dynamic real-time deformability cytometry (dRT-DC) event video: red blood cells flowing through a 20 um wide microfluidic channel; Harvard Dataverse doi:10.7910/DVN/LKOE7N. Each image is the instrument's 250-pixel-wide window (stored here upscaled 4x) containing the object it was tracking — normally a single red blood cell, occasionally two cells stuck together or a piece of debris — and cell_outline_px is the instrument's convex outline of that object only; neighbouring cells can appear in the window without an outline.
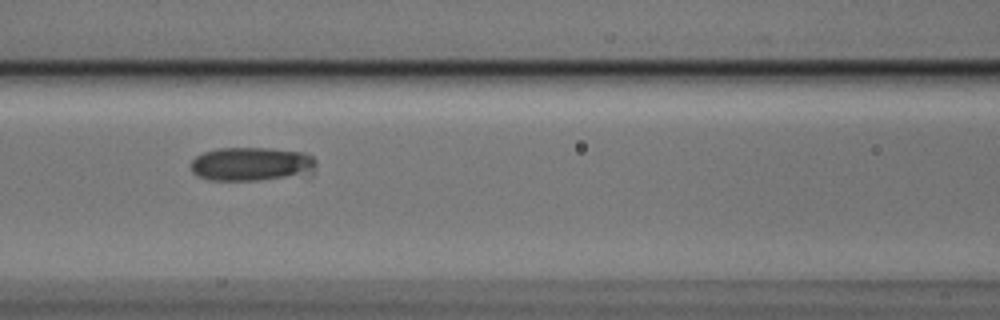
{"species": "Egyptian fruit bat (a non-hibernating species)", "species_latin": "Rousettus aegyptiacus", "temperature_condition": "cold", "stored_images_in_passage": 11, "camera_frame_rate_fps": 3000, "um_per_image_px": 0.085, "animal": {"sex": "male"}, "frame": {"image": 1, "passage_image": 7, "time_ms": 2.0, "image_size_px": [1000, 320], "cell_outline_px": [[316, 164], [312, 172], [260, 180], [208, 180], [196, 176], [192, 172], [192, 160], [196, 156], [204, 152], [216, 148], [272, 148], [304, 152], [312, 156], [316, 160]], "centroid_in_image_um": [21.34, 13.93], "position_along_channel_um": 145.3, "area_um2": 24.57}}
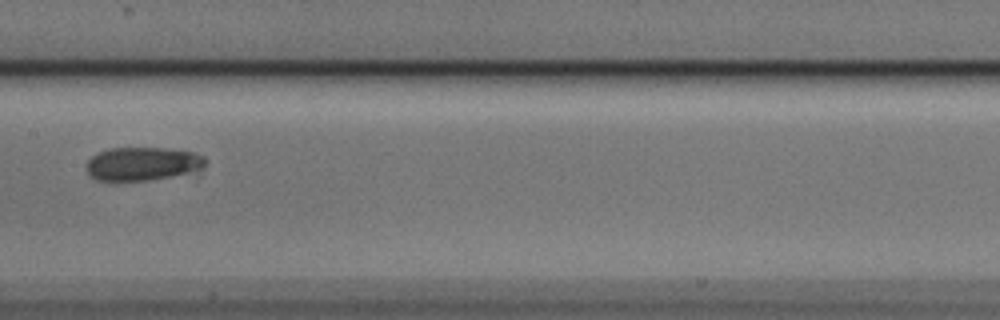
{"frame": {"image": 2, "passage_image": 8, "time_ms": 2.333, "image_size_px": [1000, 320], "cell_outline_px": [[204, 168], [188, 172], [148, 180], [96, 180], [88, 176], [84, 168], [84, 164], [92, 156], [108, 148], [164, 148], [196, 152], [204, 156]], "centroid_in_image_um": [12.04, 13.91], "position_along_channel_um": 195.4, "area_um2": 23.12}}
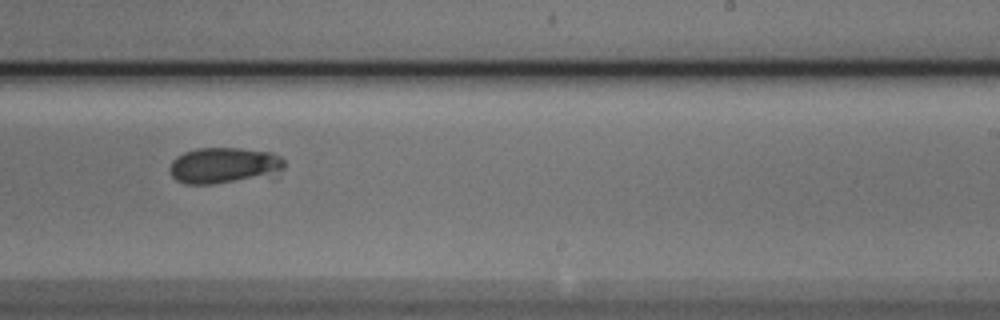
{"frame": {"image": 3, "passage_image": 10, "time_ms": 3.0, "image_size_px": [1000, 320], "cell_outline_px": [[284, 168], [272, 180], [212, 184], [184, 184], [176, 180], [172, 176], [168, 168], [172, 160], [176, 156], [184, 152], [196, 148], [236, 148], [272, 152], [280, 156], [284, 160]], "centroid_in_image_um": [19.14, 14.11], "position_along_channel_um": 269.9, "area_um2": 25.37}}